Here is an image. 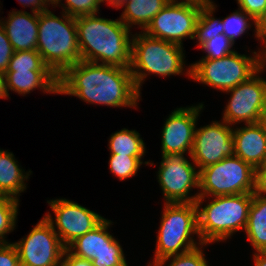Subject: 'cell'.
Listing matches in <instances>:
<instances>
[{
	"mask_svg": "<svg viewBox=\"0 0 266 266\" xmlns=\"http://www.w3.org/2000/svg\"><path fill=\"white\" fill-rule=\"evenodd\" d=\"M208 198L210 202L203 208V197L196 200L198 233L203 244L210 245L226 241L231 239L235 232L245 229L252 194L242 193Z\"/></svg>",
	"mask_w": 266,
	"mask_h": 266,
	"instance_id": "5",
	"label": "cell"
},
{
	"mask_svg": "<svg viewBox=\"0 0 266 266\" xmlns=\"http://www.w3.org/2000/svg\"><path fill=\"white\" fill-rule=\"evenodd\" d=\"M15 245L21 266H60L67 249L45 216Z\"/></svg>",
	"mask_w": 266,
	"mask_h": 266,
	"instance_id": "11",
	"label": "cell"
},
{
	"mask_svg": "<svg viewBox=\"0 0 266 266\" xmlns=\"http://www.w3.org/2000/svg\"><path fill=\"white\" fill-rule=\"evenodd\" d=\"M17 70L51 71L45 65L37 50L15 51L10 59L7 71Z\"/></svg>",
	"mask_w": 266,
	"mask_h": 266,
	"instance_id": "28",
	"label": "cell"
},
{
	"mask_svg": "<svg viewBox=\"0 0 266 266\" xmlns=\"http://www.w3.org/2000/svg\"><path fill=\"white\" fill-rule=\"evenodd\" d=\"M256 25L254 29V35L256 39L261 40L264 46L266 45V9L265 11L255 20Z\"/></svg>",
	"mask_w": 266,
	"mask_h": 266,
	"instance_id": "36",
	"label": "cell"
},
{
	"mask_svg": "<svg viewBox=\"0 0 266 266\" xmlns=\"http://www.w3.org/2000/svg\"><path fill=\"white\" fill-rule=\"evenodd\" d=\"M244 232L255 252H266V197L252 193Z\"/></svg>",
	"mask_w": 266,
	"mask_h": 266,
	"instance_id": "21",
	"label": "cell"
},
{
	"mask_svg": "<svg viewBox=\"0 0 266 266\" xmlns=\"http://www.w3.org/2000/svg\"><path fill=\"white\" fill-rule=\"evenodd\" d=\"M88 266H98L93 263V261L88 260Z\"/></svg>",
	"mask_w": 266,
	"mask_h": 266,
	"instance_id": "46",
	"label": "cell"
},
{
	"mask_svg": "<svg viewBox=\"0 0 266 266\" xmlns=\"http://www.w3.org/2000/svg\"><path fill=\"white\" fill-rule=\"evenodd\" d=\"M48 1L52 5L56 0H48Z\"/></svg>",
	"mask_w": 266,
	"mask_h": 266,
	"instance_id": "47",
	"label": "cell"
},
{
	"mask_svg": "<svg viewBox=\"0 0 266 266\" xmlns=\"http://www.w3.org/2000/svg\"><path fill=\"white\" fill-rule=\"evenodd\" d=\"M233 127L222 120L196 128L190 153L198 170L234 155Z\"/></svg>",
	"mask_w": 266,
	"mask_h": 266,
	"instance_id": "15",
	"label": "cell"
},
{
	"mask_svg": "<svg viewBox=\"0 0 266 266\" xmlns=\"http://www.w3.org/2000/svg\"><path fill=\"white\" fill-rule=\"evenodd\" d=\"M234 155L254 169L261 165L266 153V133L258 123L233 127Z\"/></svg>",
	"mask_w": 266,
	"mask_h": 266,
	"instance_id": "18",
	"label": "cell"
},
{
	"mask_svg": "<svg viewBox=\"0 0 266 266\" xmlns=\"http://www.w3.org/2000/svg\"><path fill=\"white\" fill-rule=\"evenodd\" d=\"M4 28L14 51L37 49L39 13L27 11L9 12L7 19H2Z\"/></svg>",
	"mask_w": 266,
	"mask_h": 266,
	"instance_id": "17",
	"label": "cell"
},
{
	"mask_svg": "<svg viewBox=\"0 0 266 266\" xmlns=\"http://www.w3.org/2000/svg\"><path fill=\"white\" fill-rule=\"evenodd\" d=\"M0 266H21L17 249L13 243L0 244Z\"/></svg>",
	"mask_w": 266,
	"mask_h": 266,
	"instance_id": "33",
	"label": "cell"
},
{
	"mask_svg": "<svg viewBox=\"0 0 266 266\" xmlns=\"http://www.w3.org/2000/svg\"><path fill=\"white\" fill-rule=\"evenodd\" d=\"M15 155L0 149V194L19 201L20 193L27 189L26 182L32 173L18 165Z\"/></svg>",
	"mask_w": 266,
	"mask_h": 266,
	"instance_id": "20",
	"label": "cell"
},
{
	"mask_svg": "<svg viewBox=\"0 0 266 266\" xmlns=\"http://www.w3.org/2000/svg\"><path fill=\"white\" fill-rule=\"evenodd\" d=\"M204 104L176 108L166 118L161 131V155L191 153L197 121Z\"/></svg>",
	"mask_w": 266,
	"mask_h": 266,
	"instance_id": "16",
	"label": "cell"
},
{
	"mask_svg": "<svg viewBox=\"0 0 266 266\" xmlns=\"http://www.w3.org/2000/svg\"><path fill=\"white\" fill-rule=\"evenodd\" d=\"M184 154L186 155L176 153L162 156L157 179L164 203H196L199 198L198 192L190 194L193 188L199 189V170Z\"/></svg>",
	"mask_w": 266,
	"mask_h": 266,
	"instance_id": "9",
	"label": "cell"
},
{
	"mask_svg": "<svg viewBox=\"0 0 266 266\" xmlns=\"http://www.w3.org/2000/svg\"><path fill=\"white\" fill-rule=\"evenodd\" d=\"M130 72L138 91L148 75L162 77L185 74L191 78V65L185 68L183 46L174 42L156 39L144 32L132 35Z\"/></svg>",
	"mask_w": 266,
	"mask_h": 266,
	"instance_id": "4",
	"label": "cell"
},
{
	"mask_svg": "<svg viewBox=\"0 0 266 266\" xmlns=\"http://www.w3.org/2000/svg\"><path fill=\"white\" fill-rule=\"evenodd\" d=\"M170 1L169 0H133L125 3L119 19L130 29L138 25L143 32L151 23V20Z\"/></svg>",
	"mask_w": 266,
	"mask_h": 266,
	"instance_id": "22",
	"label": "cell"
},
{
	"mask_svg": "<svg viewBox=\"0 0 266 266\" xmlns=\"http://www.w3.org/2000/svg\"><path fill=\"white\" fill-rule=\"evenodd\" d=\"M6 89L25 96L36 88L43 93L58 94V78L52 71H6Z\"/></svg>",
	"mask_w": 266,
	"mask_h": 266,
	"instance_id": "19",
	"label": "cell"
},
{
	"mask_svg": "<svg viewBox=\"0 0 266 266\" xmlns=\"http://www.w3.org/2000/svg\"><path fill=\"white\" fill-rule=\"evenodd\" d=\"M263 70L261 67L247 81L225 91L230 93V99L222 114L223 121L231 126L258 123L266 105V79L259 76Z\"/></svg>",
	"mask_w": 266,
	"mask_h": 266,
	"instance_id": "12",
	"label": "cell"
},
{
	"mask_svg": "<svg viewBox=\"0 0 266 266\" xmlns=\"http://www.w3.org/2000/svg\"><path fill=\"white\" fill-rule=\"evenodd\" d=\"M60 266H88V260L76 257L66 249Z\"/></svg>",
	"mask_w": 266,
	"mask_h": 266,
	"instance_id": "38",
	"label": "cell"
},
{
	"mask_svg": "<svg viewBox=\"0 0 266 266\" xmlns=\"http://www.w3.org/2000/svg\"><path fill=\"white\" fill-rule=\"evenodd\" d=\"M156 237L153 261L147 266L179 254L189 252L203 243L198 233L196 203H164ZM194 235L199 238L196 242Z\"/></svg>",
	"mask_w": 266,
	"mask_h": 266,
	"instance_id": "6",
	"label": "cell"
},
{
	"mask_svg": "<svg viewBox=\"0 0 266 266\" xmlns=\"http://www.w3.org/2000/svg\"><path fill=\"white\" fill-rule=\"evenodd\" d=\"M240 9L255 20L265 11L266 0H236Z\"/></svg>",
	"mask_w": 266,
	"mask_h": 266,
	"instance_id": "34",
	"label": "cell"
},
{
	"mask_svg": "<svg viewBox=\"0 0 266 266\" xmlns=\"http://www.w3.org/2000/svg\"><path fill=\"white\" fill-rule=\"evenodd\" d=\"M144 156H126L118 154H110L109 168L110 172L117 176L119 180L124 181L134 177L142 164L154 165L152 161L143 162Z\"/></svg>",
	"mask_w": 266,
	"mask_h": 266,
	"instance_id": "25",
	"label": "cell"
},
{
	"mask_svg": "<svg viewBox=\"0 0 266 266\" xmlns=\"http://www.w3.org/2000/svg\"><path fill=\"white\" fill-rule=\"evenodd\" d=\"M61 1L62 0H56L52 4L53 8L56 6L59 7L61 4L62 11L74 18L98 14L101 3H104L103 0H64L65 4L61 3Z\"/></svg>",
	"mask_w": 266,
	"mask_h": 266,
	"instance_id": "29",
	"label": "cell"
},
{
	"mask_svg": "<svg viewBox=\"0 0 266 266\" xmlns=\"http://www.w3.org/2000/svg\"><path fill=\"white\" fill-rule=\"evenodd\" d=\"M262 51L252 56L234 53L214 60H199L191 65V78L216 90L225 92L247 81L261 67Z\"/></svg>",
	"mask_w": 266,
	"mask_h": 266,
	"instance_id": "7",
	"label": "cell"
},
{
	"mask_svg": "<svg viewBox=\"0 0 266 266\" xmlns=\"http://www.w3.org/2000/svg\"><path fill=\"white\" fill-rule=\"evenodd\" d=\"M253 194L266 197V168H255Z\"/></svg>",
	"mask_w": 266,
	"mask_h": 266,
	"instance_id": "35",
	"label": "cell"
},
{
	"mask_svg": "<svg viewBox=\"0 0 266 266\" xmlns=\"http://www.w3.org/2000/svg\"><path fill=\"white\" fill-rule=\"evenodd\" d=\"M6 98H9V95L6 89L5 74L0 72V99Z\"/></svg>",
	"mask_w": 266,
	"mask_h": 266,
	"instance_id": "40",
	"label": "cell"
},
{
	"mask_svg": "<svg viewBox=\"0 0 266 266\" xmlns=\"http://www.w3.org/2000/svg\"><path fill=\"white\" fill-rule=\"evenodd\" d=\"M61 14L58 17L50 10L39 13L36 49L57 78L81 60L76 18Z\"/></svg>",
	"mask_w": 266,
	"mask_h": 266,
	"instance_id": "3",
	"label": "cell"
},
{
	"mask_svg": "<svg viewBox=\"0 0 266 266\" xmlns=\"http://www.w3.org/2000/svg\"><path fill=\"white\" fill-rule=\"evenodd\" d=\"M202 4L170 1L143 31L146 35L183 46V40H194Z\"/></svg>",
	"mask_w": 266,
	"mask_h": 266,
	"instance_id": "10",
	"label": "cell"
},
{
	"mask_svg": "<svg viewBox=\"0 0 266 266\" xmlns=\"http://www.w3.org/2000/svg\"><path fill=\"white\" fill-rule=\"evenodd\" d=\"M199 197L252 194L255 169L236 155L227 156L199 171Z\"/></svg>",
	"mask_w": 266,
	"mask_h": 266,
	"instance_id": "8",
	"label": "cell"
},
{
	"mask_svg": "<svg viewBox=\"0 0 266 266\" xmlns=\"http://www.w3.org/2000/svg\"><path fill=\"white\" fill-rule=\"evenodd\" d=\"M254 266H266V252H254Z\"/></svg>",
	"mask_w": 266,
	"mask_h": 266,
	"instance_id": "39",
	"label": "cell"
},
{
	"mask_svg": "<svg viewBox=\"0 0 266 266\" xmlns=\"http://www.w3.org/2000/svg\"><path fill=\"white\" fill-rule=\"evenodd\" d=\"M58 94L86 103L137 108L141 100L130 68L80 60L58 78Z\"/></svg>",
	"mask_w": 266,
	"mask_h": 266,
	"instance_id": "1",
	"label": "cell"
},
{
	"mask_svg": "<svg viewBox=\"0 0 266 266\" xmlns=\"http://www.w3.org/2000/svg\"><path fill=\"white\" fill-rule=\"evenodd\" d=\"M169 1H177L178 2L179 0H169ZM180 1H182V2H193V3H196V4L204 5V4L209 3L210 0H180Z\"/></svg>",
	"mask_w": 266,
	"mask_h": 266,
	"instance_id": "44",
	"label": "cell"
},
{
	"mask_svg": "<svg viewBox=\"0 0 266 266\" xmlns=\"http://www.w3.org/2000/svg\"><path fill=\"white\" fill-rule=\"evenodd\" d=\"M81 60L130 68L131 30L120 19H106L97 14L76 18Z\"/></svg>",
	"mask_w": 266,
	"mask_h": 266,
	"instance_id": "2",
	"label": "cell"
},
{
	"mask_svg": "<svg viewBox=\"0 0 266 266\" xmlns=\"http://www.w3.org/2000/svg\"><path fill=\"white\" fill-rule=\"evenodd\" d=\"M108 146L110 154L144 156L146 153L145 143L140 138V133L126 128L112 133Z\"/></svg>",
	"mask_w": 266,
	"mask_h": 266,
	"instance_id": "23",
	"label": "cell"
},
{
	"mask_svg": "<svg viewBox=\"0 0 266 266\" xmlns=\"http://www.w3.org/2000/svg\"><path fill=\"white\" fill-rule=\"evenodd\" d=\"M23 7H31V12L41 13L49 10L50 5L48 0H18Z\"/></svg>",
	"mask_w": 266,
	"mask_h": 266,
	"instance_id": "37",
	"label": "cell"
},
{
	"mask_svg": "<svg viewBox=\"0 0 266 266\" xmlns=\"http://www.w3.org/2000/svg\"><path fill=\"white\" fill-rule=\"evenodd\" d=\"M104 2H107L109 4V7H113L119 9L123 8V5L127 2L133 1V0H103Z\"/></svg>",
	"mask_w": 266,
	"mask_h": 266,
	"instance_id": "41",
	"label": "cell"
},
{
	"mask_svg": "<svg viewBox=\"0 0 266 266\" xmlns=\"http://www.w3.org/2000/svg\"><path fill=\"white\" fill-rule=\"evenodd\" d=\"M19 201L7 196H0V244L10 243L6 235L16 226Z\"/></svg>",
	"mask_w": 266,
	"mask_h": 266,
	"instance_id": "27",
	"label": "cell"
},
{
	"mask_svg": "<svg viewBox=\"0 0 266 266\" xmlns=\"http://www.w3.org/2000/svg\"><path fill=\"white\" fill-rule=\"evenodd\" d=\"M222 24L224 35L235 43L238 37L245 34L253 25L255 27L256 22L251 15L238 8V10L222 19Z\"/></svg>",
	"mask_w": 266,
	"mask_h": 266,
	"instance_id": "26",
	"label": "cell"
},
{
	"mask_svg": "<svg viewBox=\"0 0 266 266\" xmlns=\"http://www.w3.org/2000/svg\"><path fill=\"white\" fill-rule=\"evenodd\" d=\"M261 50H262V53H261V65L265 69L266 68V45L263 46V48Z\"/></svg>",
	"mask_w": 266,
	"mask_h": 266,
	"instance_id": "43",
	"label": "cell"
},
{
	"mask_svg": "<svg viewBox=\"0 0 266 266\" xmlns=\"http://www.w3.org/2000/svg\"><path fill=\"white\" fill-rule=\"evenodd\" d=\"M14 48L12 47L8 36L4 28L0 25V72L6 73L10 59L14 54Z\"/></svg>",
	"mask_w": 266,
	"mask_h": 266,
	"instance_id": "32",
	"label": "cell"
},
{
	"mask_svg": "<svg viewBox=\"0 0 266 266\" xmlns=\"http://www.w3.org/2000/svg\"><path fill=\"white\" fill-rule=\"evenodd\" d=\"M213 0L201 6L198 16L194 40L199 48L204 42L215 38L219 34H224L222 19L214 18L216 7Z\"/></svg>",
	"mask_w": 266,
	"mask_h": 266,
	"instance_id": "24",
	"label": "cell"
},
{
	"mask_svg": "<svg viewBox=\"0 0 266 266\" xmlns=\"http://www.w3.org/2000/svg\"><path fill=\"white\" fill-rule=\"evenodd\" d=\"M47 203L55 214V218L51 216L50 212L44 216L52 224L54 231L66 248L105 219L100 214L66 198L48 200Z\"/></svg>",
	"mask_w": 266,
	"mask_h": 266,
	"instance_id": "13",
	"label": "cell"
},
{
	"mask_svg": "<svg viewBox=\"0 0 266 266\" xmlns=\"http://www.w3.org/2000/svg\"><path fill=\"white\" fill-rule=\"evenodd\" d=\"M258 124L262 127L263 131L266 133V105L260 113Z\"/></svg>",
	"mask_w": 266,
	"mask_h": 266,
	"instance_id": "42",
	"label": "cell"
},
{
	"mask_svg": "<svg viewBox=\"0 0 266 266\" xmlns=\"http://www.w3.org/2000/svg\"><path fill=\"white\" fill-rule=\"evenodd\" d=\"M257 168H266V153L264 154L263 160L261 162V165Z\"/></svg>",
	"mask_w": 266,
	"mask_h": 266,
	"instance_id": "45",
	"label": "cell"
},
{
	"mask_svg": "<svg viewBox=\"0 0 266 266\" xmlns=\"http://www.w3.org/2000/svg\"><path fill=\"white\" fill-rule=\"evenodd\" d=\"M205 245L208 244H202L189 252L165 258L154 266H165L168 261L167 266H209L203 252Z\"/></svg>",
	"mask_w": 266,
	"mask_h": 266,
	"instance_id": "31",
	"label": "cell"
},
{
	"mask_svg": "<svg viewBox=\"0 0 266 266\" xmlns=\"http://www.w3.org/2000/svg\"><path fill=\"white\" fill-rule=\"evenodd\" d=\"M113 222L104 219L97 227L78 237L67 250L76 257L98 266H128L119 240L108 232Z\"/></svg>",
	"mask_w": 266,
	"mask_h": 266,
	"instance_id": "14",
	"label": "cell"
},
{
	"mask_svg": "<svg viewBox=\"0 0 266 266\" xmlns=\"http://www.w3.org/2000/svg\"><path fill=\"white\" fill-rule=\"evenodd\" d=\"M234 43L224 34H219L209 41L204 42L200 47L206 53L200 60H214L226 57L235 51L231 49Z\"/></svg>",
	"mask_w": 266,
	"mask_h": 266,
	"instance_id": "30",
	"label": "cell"
}]
</instances>
